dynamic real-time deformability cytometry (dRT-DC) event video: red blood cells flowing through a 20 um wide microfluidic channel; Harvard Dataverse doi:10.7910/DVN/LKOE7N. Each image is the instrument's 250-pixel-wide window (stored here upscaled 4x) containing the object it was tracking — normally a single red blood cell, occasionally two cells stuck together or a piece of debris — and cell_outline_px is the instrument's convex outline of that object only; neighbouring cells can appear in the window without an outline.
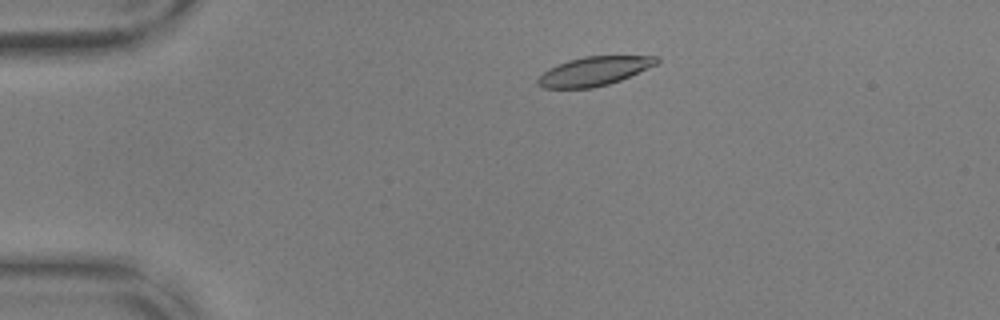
{"species": "common noctule bat (a hibernating species)", "species_latin": "Nyctalus noctula", "temperature_condition": "warm", "stored_images_in_passage": 18, "camera_frame_rate_fps": 3000, "um_per_image_px": 0.085, "animal": {"sex": "male", "body_mass_g": 17.9, "forearm_length_mm": 54.2}, "frame": {"image": 1, "passage_image": 8, "time_ms": 2.333, "image_size_px": [1000, 320], "cell_outline_px": [[660, 60], [656, 64], [620, 80], [608, 84], [592, 88], [544, 88], [536, 84], [536, 80], [548, 68], [568, 60], [584, 56], [660, 56]], "centroid_in_image_um": [50.47, 6.05], "position_along_channel_um": 34.5, "area_um2": 19.94}}